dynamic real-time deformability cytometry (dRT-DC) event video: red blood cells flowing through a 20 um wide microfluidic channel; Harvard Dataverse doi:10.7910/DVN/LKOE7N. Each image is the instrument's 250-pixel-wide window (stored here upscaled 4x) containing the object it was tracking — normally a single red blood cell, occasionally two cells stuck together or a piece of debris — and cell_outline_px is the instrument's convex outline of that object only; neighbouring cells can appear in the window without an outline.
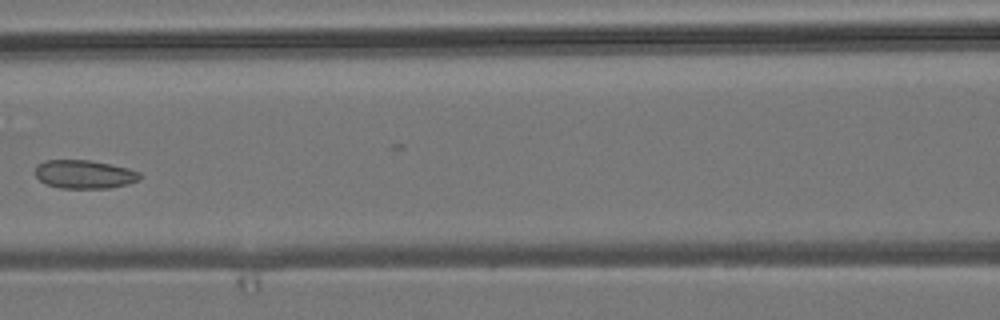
{"species": "common noctule bat (a hibernating species)", "species_latin": "Nyctalus noctula", "temperature_condition": "room temperature", "stored_images_in_passage": 6, "camera_frame_rate_fps": 3000, "um_per_image_px": 0.085, "animal": {"sex": "male", "body_mass_g": 19.2, "forearm_length_mm": 51.8}, "frame": {"image": 1, "passage_image": 6, "time_ms": 6.0, "image_size_px": [1000, 320], "cell_outline_px": [[144, 176], [140, 180], [128, 184], [108, 188], [60, 188], [48, 184], [40, 180], [36, 176], [36, 164], [44, 160], [88, 160], [128, 168], [140, 172]], "centroid_in_image_um": [7.2, 14.81], "position_along_channel_um": 159.4, "area_um2": 17.4}}